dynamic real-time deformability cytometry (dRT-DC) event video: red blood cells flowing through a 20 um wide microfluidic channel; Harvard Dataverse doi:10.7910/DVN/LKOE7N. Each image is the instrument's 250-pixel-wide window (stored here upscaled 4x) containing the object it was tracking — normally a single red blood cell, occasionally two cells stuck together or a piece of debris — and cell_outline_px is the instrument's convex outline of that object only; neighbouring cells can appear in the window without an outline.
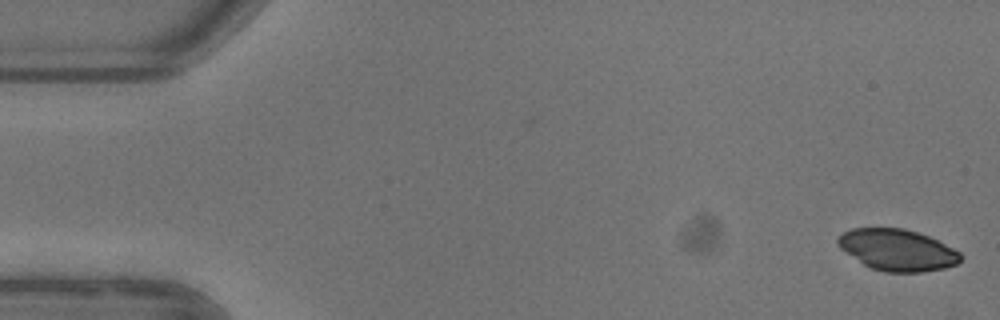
{"species": "common noctule bat (a hibernating species)", "species_latin": "Nyctalus noctula", "temperature_condition": "warm", "stored_images_in_passage": 52, "camera_frame_rate_fps": 3000, "um_per_image_px": 0.085, "animal": {"sex": "female"}, "frame": {"image": 1, "passage_image": 1, "time_ms": 0.0, "image_size_px": [1000, 320], "cell_outline_px": [[960, 260], [956, 264], [944, 268], [920, 272], [884, 272], [872, 268], [864, 264], [840, 248], [836, 244], [836, 240], [844, 232], [852, 228], [904, 228], [928, 236], [960, 252]], "centroid_in_image_um": [76.25, 21.24], "position_along_channel_um": 8.7, "area_um2": 29.25}}
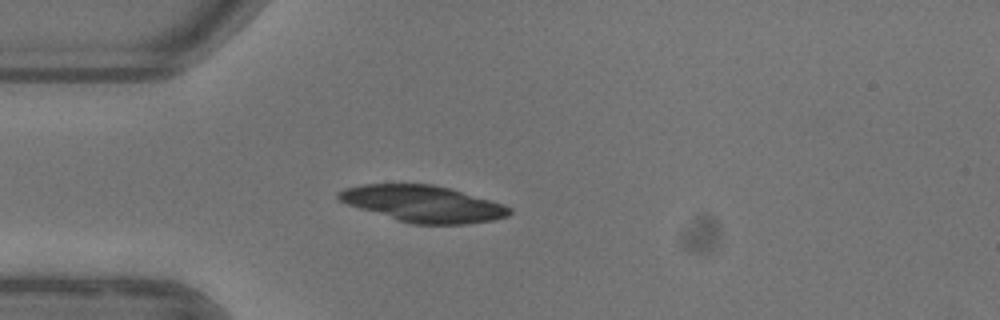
{"frame": {"image": 2, "passage_image": 14, "time_ms": 4.333, "image_size_px": [1000, 320], "cell_outline_px": [[512, 212], [508, 216], [492, 220], [464, 224], [412, 224], [360, 208], [348, 204], [340, 200], [336, 196], [344, 188], [364, 184], [432, 184], [452, 188], [504, 204], [512, 208]], "centroid_in_image_um": [36.02, 17.31], "position_along_channel_um": 49.0, "area_um2": 36.07}}